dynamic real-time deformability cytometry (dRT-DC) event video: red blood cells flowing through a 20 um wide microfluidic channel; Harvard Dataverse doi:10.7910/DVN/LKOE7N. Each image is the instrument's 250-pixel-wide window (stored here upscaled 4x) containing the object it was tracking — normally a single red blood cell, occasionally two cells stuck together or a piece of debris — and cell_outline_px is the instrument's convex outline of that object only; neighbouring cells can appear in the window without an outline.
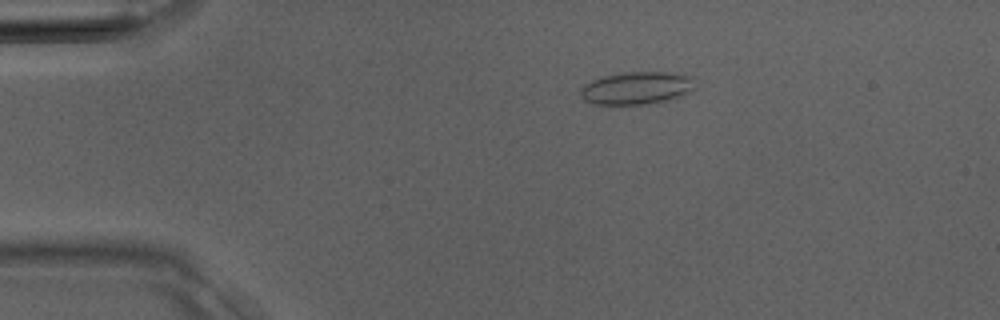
{"species": "Egyptian fruit bat (a non-hibernating species)", "species_latin": "Rousettus aegyptiacus", "temperature_condition": "room temperature", "stored_images_in_passage": 37, "camera_frame_rate_fps": 3000, "um_per_image_px": 0.085, "animal": {"sex": "male"}, "frame": {"image": 1, "passage_image": 7, "time_ms": 2.0, "image_size_px": [1000, 320], "cell_outline_px": [[692, 88], [688, 92], [680, 96], [668, 100], [648, 104], [592, 104], [584, 100], [580, 96], [580, 88], [584, 84], [592, 80], [604, 76], [628, 72], [664, 72], [692, 76]], "centroid_in_image_um": [54.05, 7.49], "position_along_channel_um": 31.0, "area_um2": 21.56}}
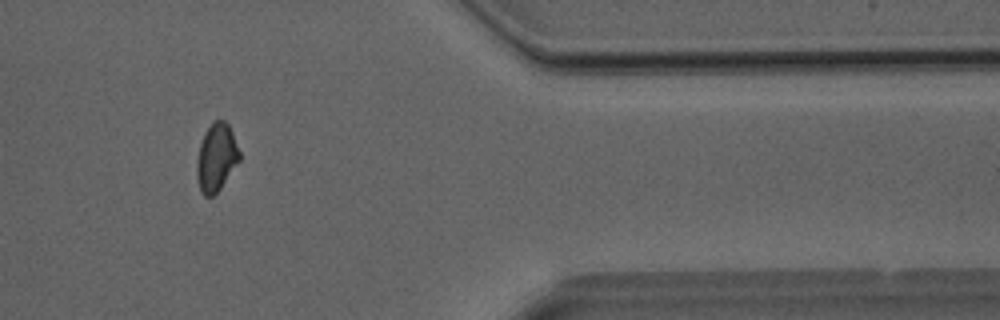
{"frame": {"image": 2, "passage_image": 31, "time_ms": 10.0, "image_size_px": [1000, 320], "cell_outline_px": [[240, 160], [220, 188], [212, 196], [204, 196], [200, 192], [196, 176], [196, 164], [200, 144], [204, 132], [212, 120], [224, 120], [228, 124], [232, 132], [240, 152]], "centroid_in_image_um": [18.37, 13.37], "position_along_channel_um": 393.0, "area_um2": 16.94}}
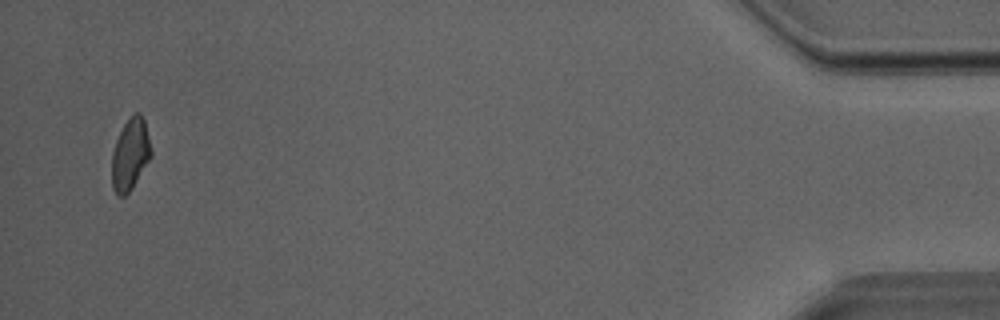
{"frame": {"image": 3, "passage_image": 36, "time_ms": 11.667, "image_size_px": [1000, 320], "cell_outline_px": [[152, 156], [132, 188], [124, 196], [116, 196], [112, 188], [112, 152], [116, 140], [124, 124], [136, 112], [140, 112], [144, 120], [152, 152]], "centroid_in_image_um": [11.06, 13.16], "position_along_channel_um": 424.1, "area_um2": 16.3}}